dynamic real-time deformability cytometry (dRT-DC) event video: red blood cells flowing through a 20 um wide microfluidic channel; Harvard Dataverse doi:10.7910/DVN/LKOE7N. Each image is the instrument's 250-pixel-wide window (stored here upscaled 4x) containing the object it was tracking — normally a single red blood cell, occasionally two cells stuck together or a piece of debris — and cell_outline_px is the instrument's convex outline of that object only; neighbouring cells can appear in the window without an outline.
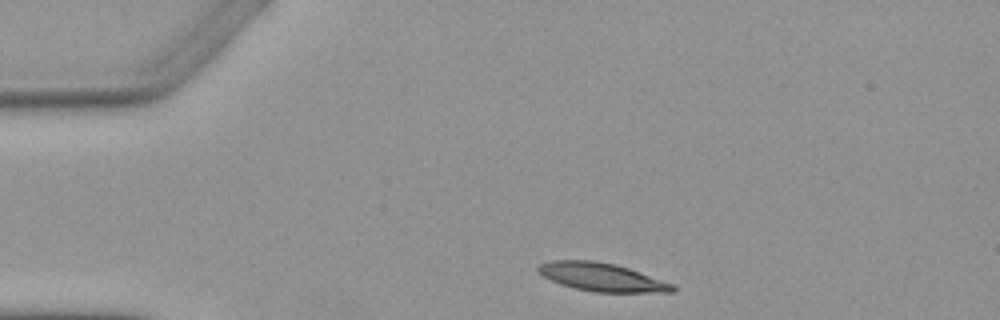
{"species": "Egyptian fruit bat (a non-hibernating species)", "species_latin": "Rousettus aegyptiacus", "temperature_condition": "warm", "stored_images_in_passage": 4, "camera_frame_rate_fps": 3000, "um_per_image_px": 0.085, "animal": {"sex": "female"}, "frame": {"image": 1, "passage_image": 1, "time_ms": 0.0, "image_size_px": [1000, 320], "cell_outline_px": [[676, 292], [592, 292], [560, 284], [544, 276], [536, 268], [540, 264], [552, 260], [592, 260], [616, 264], [628, 268], [672, 284], [676, 288]], "centroid_in_image_um": [51.14, 23.55], "position_along_channel_um": 33.9, "area_um2": 21.85}}
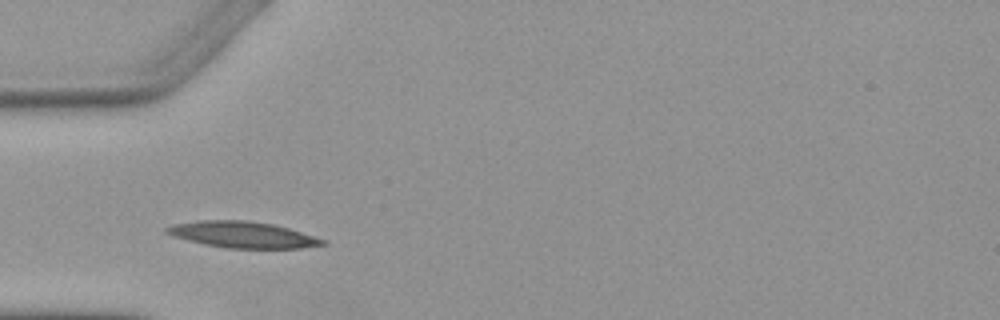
{"frame": {"image": 2, "passage_image": 3, "time_ms": 2.0, "image_size_px": [1000, 320], "cell_outline_px": [[328, 244], [300, 248], [228, 248], [204, 244], [172, 236], [164, 232], [164, 228], [176, 224], [200, 220], [244, 220], [272, 224], [288, 228], [328, 240]], "centroid_in_image_um": [20.64, 19.95], "position_along_channel_um": 64.4, "area_um2": 23.76}}